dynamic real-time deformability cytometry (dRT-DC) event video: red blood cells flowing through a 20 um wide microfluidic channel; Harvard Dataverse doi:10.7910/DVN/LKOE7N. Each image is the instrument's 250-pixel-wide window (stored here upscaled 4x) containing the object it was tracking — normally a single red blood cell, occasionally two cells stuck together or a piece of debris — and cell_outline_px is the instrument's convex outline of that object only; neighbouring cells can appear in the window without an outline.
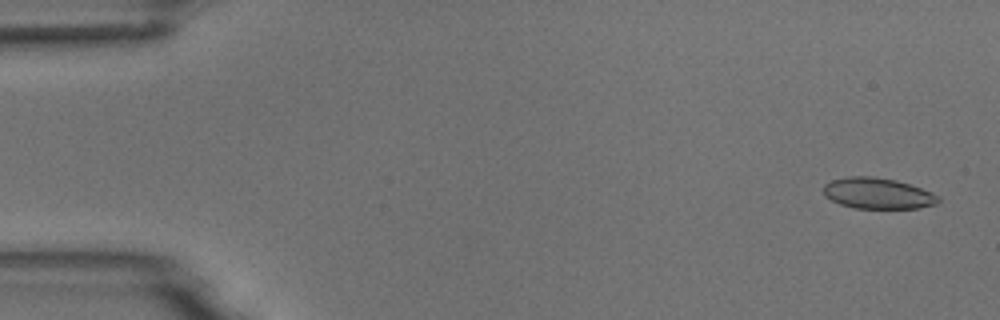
{"species": "common noctule bat (a hibernating species)", "species_latin": "Nyctalus noctula", "temperature_condition": "room temperature", "stored_images_in_passage": 9, "camera_frame_rate_fps": 3000, "um_per_image_px": 0.085, "animal": {"sex": "male", "body_mass_g": 18.8}, "frame": {"image": 1, "passage_image": 1, "time_ms": 0.0, "image_size_px": [1000, 320], "cell_outline_px": [[940, 200], [936, 204], [916, 208], [856, 208], [840, 204], [824, 196], [824, 184], [832, 180], [848, 176], [872, 176], [896, 180], [932, 192], [940, 196]], "centroid_in_image_um": [74.6, 16.43], "position_along_channel_um": 10.4, "area_um2": 20.63}}
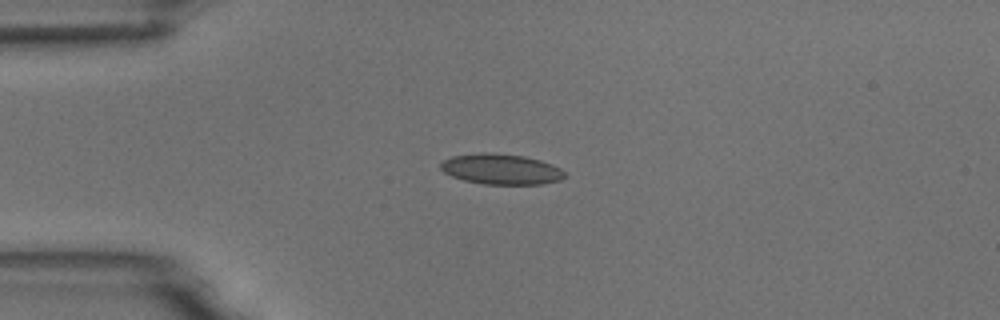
{"frame": {"image": 2, "passage_image": 4, "time_ms": 3.667, "image_size_px": [1000, 320], "cell_outline_px": [[564, 176], [560, 180], [544, 184], [484, 184], [464, 180], [452, 176], [444, 172], [440, 168], [440, 164], [444, 160], [452, 156], [484, 152], [488, 152], [524, 156], [540, 160], [552, 164], [560, 168], [564, 172]], "centroid_in_image_um": [42.59, 14.38], "position_along_channel_um": 42.4, "area_um2": 21.96}}
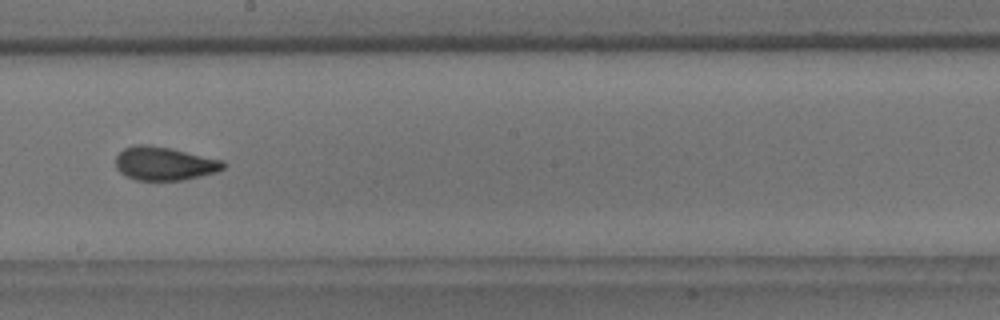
{"frame": {"image": 3, "passage_image": 9, "time_ms": 9.333, "image_size_px": [1000, 320], "cell_outline_px": [[228, 164], [224, 168], [216, 172], [184, 180], [136, 180], [120, 172], [116, 168], [116, 156], [124, 148], [132, 144], [144, 144], [172, 148], [224, 160]], "centroid_in_image_um": [14.0, 13.89], "position_along_channel_um": 234.2, "area_um2": 21.21}}